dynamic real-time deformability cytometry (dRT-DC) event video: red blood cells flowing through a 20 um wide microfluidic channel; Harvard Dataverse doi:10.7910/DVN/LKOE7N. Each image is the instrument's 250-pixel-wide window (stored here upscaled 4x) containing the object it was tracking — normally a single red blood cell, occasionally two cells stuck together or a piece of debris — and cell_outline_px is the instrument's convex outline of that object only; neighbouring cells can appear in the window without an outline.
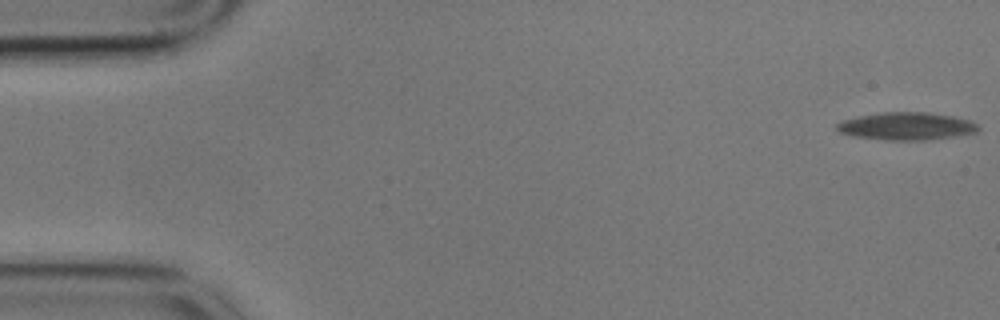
{"species": "common noctule bat (a hibernating species)", "species_latin": "Nyctalus noctula", "temperature_condition": "cold", "stored_images_in_passage": 16, "camera_frame_rate_fps": 3000, "um_per_image_px": 0.085, "animal": {"sex": "male", "body_mass_g": 17.9}, "frame": {"image": 1, "passage_image": 1, "time_ms": 0.0, "image_size_px": [1000, 320], "cell_outline_px": [[980, 128], [976, 132], [952, 136], [924, 140], [888, 140], [852, 136], [840, 132], [836, 128], [836, 124], [844, 120], [860, 116], [880, 112], [928, 112], [952, 116], [968, 120], [976, 124]], "centroid_in_image_um": [77.02, 10.72], "position_along_channel_um": 8.0, "area_um2": 22.48}}
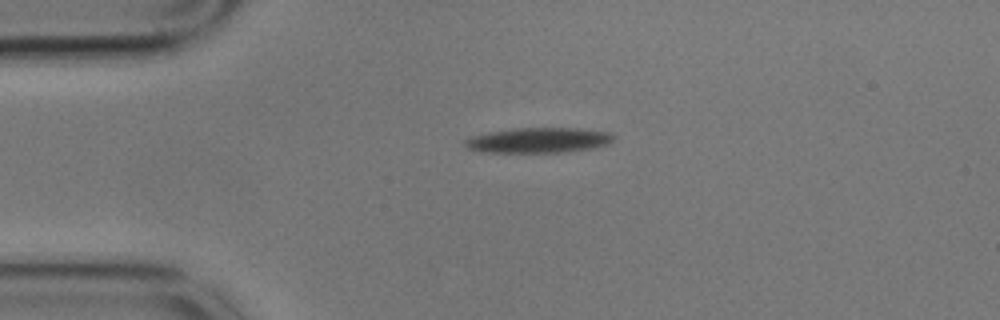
{"frame": {"image": 2, "passage_image": 13, "time_ms": 4.0, "image_size_px": [1000, 320], "cell_outline_px": [[616, 136], [608, 144], [596, 148], [560, 152], [480, 152], [468, 148], [464, 144], [464, 140], [472, 136], [488, 132], [512, 128], [580, 128], [612, 132]], "centroid_in_image_um": [45.81, 11.91], "position_along_channel_um": 39.2, "area_um2": 22.02}}